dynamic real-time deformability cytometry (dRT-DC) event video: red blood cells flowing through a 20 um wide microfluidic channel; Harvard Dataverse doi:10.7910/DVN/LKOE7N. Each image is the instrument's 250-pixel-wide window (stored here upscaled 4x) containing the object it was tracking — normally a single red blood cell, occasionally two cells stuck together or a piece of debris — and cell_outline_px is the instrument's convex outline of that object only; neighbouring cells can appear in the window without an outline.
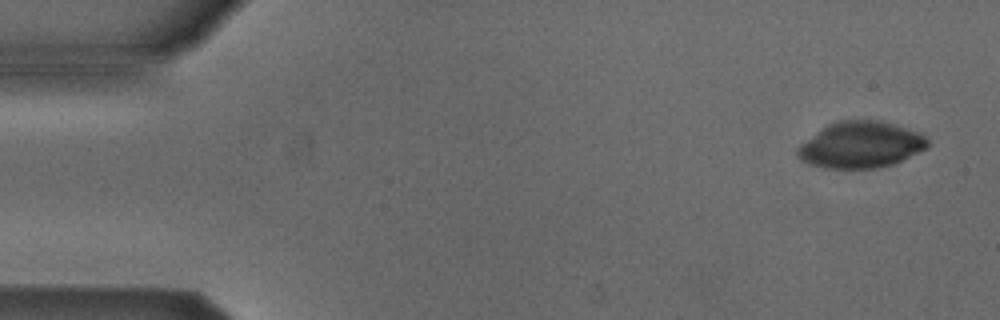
{"species": "Egyptian fruit bat (a non-hibernating species)", "species_latin": "Rousettus aegyptiacus", "temperature_condition": "cold", "stored_images_in_passage": 4, "camera_frame_rate_fps": 3000, "um_per_image_px": 0.085, "animal": {"sex": "male"}, "frame": {"image": 1, "passage_image": 1, "time_ms": 0.0, "image_size_px": [1000, 320], "cell_outline_px": [[928, 148], [892, 164], [880, 168], [824, 168], [808, 164], [800, 160], [796, 156], [796, 148], [800, 144], [828, 124], [836, 120], [880, 120], [916, 132], [924, 136], [928, 140]], "centroid_in_image_um": [73.11, 12.32], "position_along_channel_um": 11.9, "area_um2": 35.03}}